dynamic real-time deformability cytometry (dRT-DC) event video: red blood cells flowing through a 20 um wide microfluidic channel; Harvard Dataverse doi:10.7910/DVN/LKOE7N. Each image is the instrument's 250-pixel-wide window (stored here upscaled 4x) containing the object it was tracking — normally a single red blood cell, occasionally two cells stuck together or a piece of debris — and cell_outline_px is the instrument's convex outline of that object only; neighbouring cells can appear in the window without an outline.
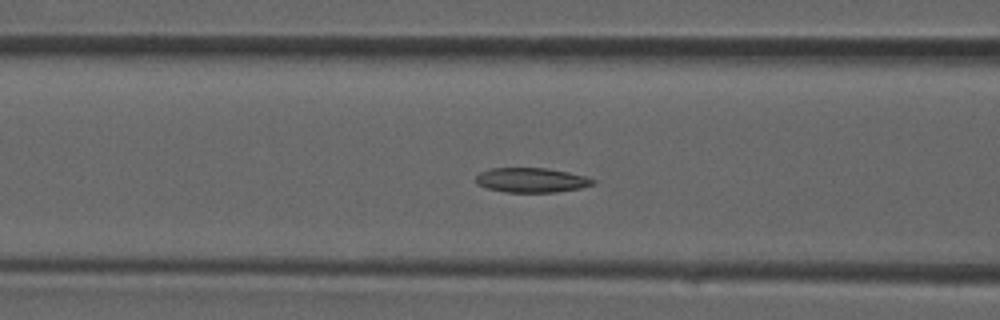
{"species": "common noctule bat (a hibernating species)", "species_latin": "Nyctalus noctula", "temperature_condition": "room temperature", "stored_images_in_passage": 37, "camera_frame_rate_fps": 3000, "um_per_image_px": 0.085, "animal": {"sex": "male", "forearm_length_mm": 52.5}, "frame": {"image": 1, "passage_image": 14, "time_ms": 4.333, "image_size_px": [1000, 320], "cell_outline_px": [[596, 184], [580, 188], [556, 192], [504, 192], [488, 188], [476, 184], [476, 176], [480, 172], [488, 168], [548, 168], [568, 172], [584, 176], [596, 180]], "centroid_in_image_um": [45.17, 15.31], "position_along_channel_um": 121.4, "area_um2": 16.88}}
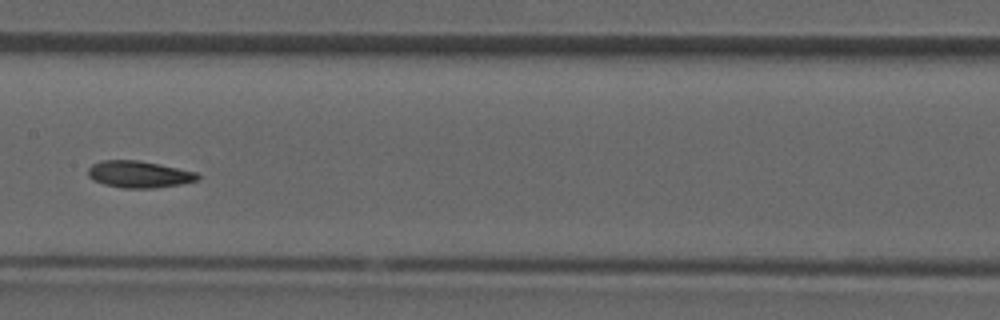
{"frame": {"image": 2, "passage_image": 18, "time_ms": 5.667, "image_size_px": [1000, 320], "cell_outline_px": [[200, 176], [196, 180], [180, 184], [156, 188], [124, 188], [104, 184], [92, 180], [88, 176], [88, 168], [92, 164], [100, 160], [140, 160], [196, 172]], "centroid_in_image_um": [11.77, 14.81], "position_along_channel_um": 195.6, "area_um2": 17.11}}
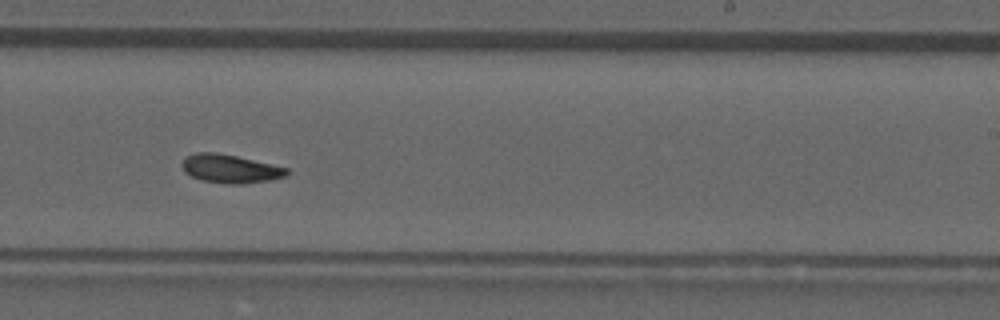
{"frame": {"image": 3, "passage_image": 22, "time_ms": 7.0, "image_size_px": [1000, 320], "cell_outline_px": [[288, 176], [268, 180], [244, 184], [224, 184], [200, 180], [184, 172], [180, 164], [184, 156], [196, 152], [216, 152], [236, 156], [288, 168]], "centroid_in_image_um": [19.51, 14.34], "position_along_channel_um": 269.5, "area_um2": 17.57}}